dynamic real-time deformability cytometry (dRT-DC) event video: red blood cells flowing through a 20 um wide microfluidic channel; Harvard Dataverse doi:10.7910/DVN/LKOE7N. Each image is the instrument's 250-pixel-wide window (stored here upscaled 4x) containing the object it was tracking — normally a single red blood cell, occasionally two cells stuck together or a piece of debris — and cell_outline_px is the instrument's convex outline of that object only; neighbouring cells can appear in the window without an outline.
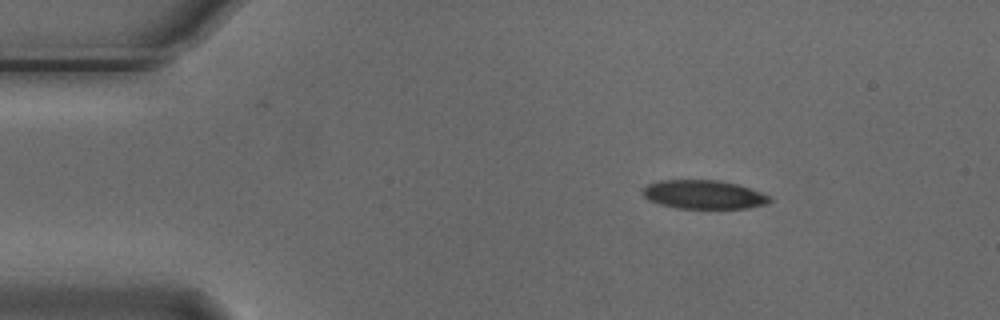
{"species": "Egyptian fruit bat (a non-hibernating species)", "species_latin": "Rousettus aegyptiacus", "temperature_condition": "cold", "stored_images_in_passage": 4, "camera_frame_rate_fps": 3000, "um_per_image_px": 0.085, "animal": {"sex": "male"}, "frame": {"image": 1, "passage_image": 2, "time_ms": 0.333, "image_size_px": [1000, 320], "cell_outline_px": [[772, 200], [764, 204], [748, 208], [676, 208], [660, 204], [648, 200], [644, 196], [644, 188], [648, 184], [660, 180], [720, 180], [736, 184], [772, 196]], "centroid_in_image_um": [59.82, 16.53], "position_along_channel_um": 25.2, "area_um2": 21.1}}